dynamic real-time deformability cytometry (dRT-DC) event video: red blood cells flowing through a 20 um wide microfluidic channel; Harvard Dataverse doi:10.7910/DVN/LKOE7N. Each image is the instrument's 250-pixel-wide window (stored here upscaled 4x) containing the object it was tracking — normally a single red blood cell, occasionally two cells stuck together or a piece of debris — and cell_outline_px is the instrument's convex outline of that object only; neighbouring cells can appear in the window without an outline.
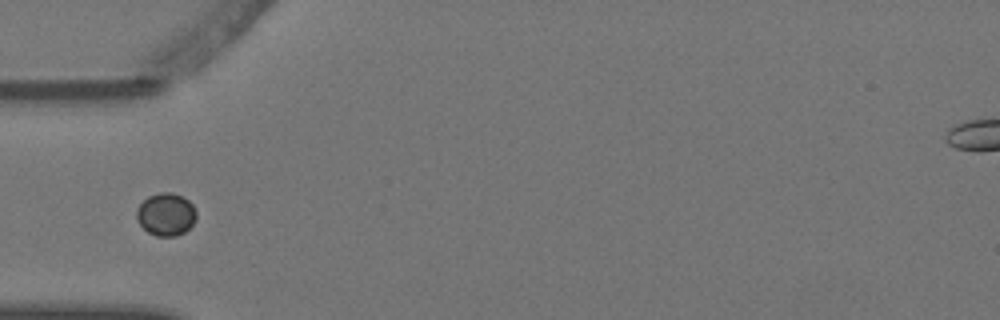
{"species": "Egyptian fruit bat (a non-hibernating species)", "species_latin": "Rousettus aegyptiacus", "temperature_condition": "warm", "stored_images_in_passage": 8, "camera_frame_rate_fps": 3000, "um_per_image_px": 0.085, "animal": {"sex": "female"}, "frame": {"image": 1, "passage_image": 6, "time_ms": 1.667, "image_size_px": [1000, 320], "cell_outline_px": [[196, 220], [184, 232], [176, 236], [156, 236], [148, 232], [136, 220], [136, 208], [148, 196], [160, 192], [172, 192], [188, 200], [192, 204], [196, 212]], "centroid_in_image_um": [14.09, 18.22], "position_along_channel_um": 70.9, "area_um2": 14.85}}
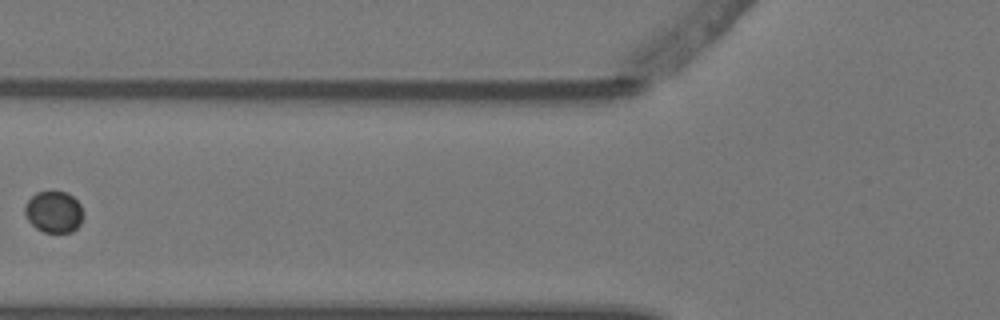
{"frame": {"image": 2, "passage_image": 7, "time_ms": 2.0, "image_size_px": [1000, 320], "cell_outline_px": [[84, 216], [80, 224], [72, 232], [44, 232], [36, 228], [28, 220], [24, 212], [24, 208], [28, 200], [36, 192], [48, 188], [52, 188], [68, 192], [80, 204], [84, 212]], "centroid_in_image_um": [4.59, 17.95], "position_along_channel_um": 121.2, "area_um2": 14.68}}
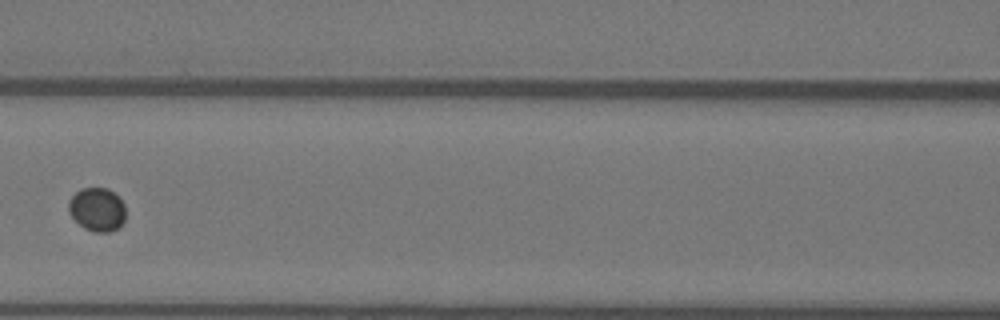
{"frame": {"image": 3, "passage_image": 8, "time_ms": 2.333, "image_size_px": [1000, 320], "cell_outline_px": [[124, 224], [120, 228], [108, 232], [96, 232], [84, 228], [68, 212], [68, 200], [76, 192], [84, 188], [108, 188], [124, 204]], "centroid_in_image_um": [8.25, 17.82], "position_along_channel_um": 158.3, "area_um2": 14.39}}